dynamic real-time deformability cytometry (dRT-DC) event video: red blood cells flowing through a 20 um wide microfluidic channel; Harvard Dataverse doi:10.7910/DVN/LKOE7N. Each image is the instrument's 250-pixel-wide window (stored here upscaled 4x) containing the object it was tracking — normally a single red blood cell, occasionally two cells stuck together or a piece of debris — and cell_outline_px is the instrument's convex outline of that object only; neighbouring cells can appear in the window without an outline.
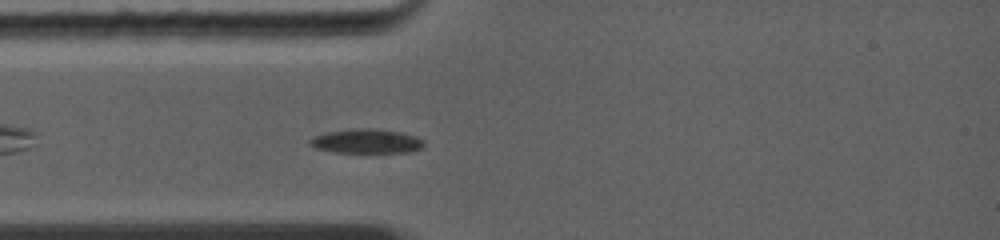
{"species": "common noctule bat (a hibernating species)", "species_latin": "Nyctalus noctula", "temperature_condition": "warm", "stored_images_in_passage": 25, "camera_frame_rate_fps": 5000, "um_per_image_px": 0.085, "animal": {"sex": "female", "body_mass_g": 19.0, "forearm_length_mm": 56.7}, "frame": {"image": 1, "passage_image": 3, "time_ms": 1.0, "image_size_px": [1000, 240], "cell_outline_px": [[424, 148], [408, 152], [332, 152], [316, 148], [308, 144], [308, 140], [312, 136], [328, 132], [352, 128], [372, 128], [400, 132], [416, 136], [424, 140]], "centroid_in_image_um": [31.14, 12.0], "position_along_channel_um": 53.9, "area_um2": 16.3}}
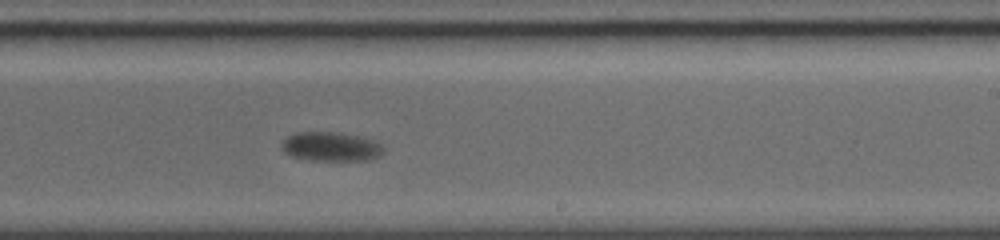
{"frame": {"image": 2, "passage_image": 14, "time_ms": 6.0, "image_size_px": [1000, 240], "cell_outline_px": [[384, 148], [376, 156], [364, 160], [312, 160], [292, 156], [284, 152], [280, 144], [288, 136], [296, 132], [340, 132], [372, 140], [380, 144]], "centroid_in_image_um": [28.06, 12.45], "position_along_channel_um": 260.9, "area_um2": 16.94}}
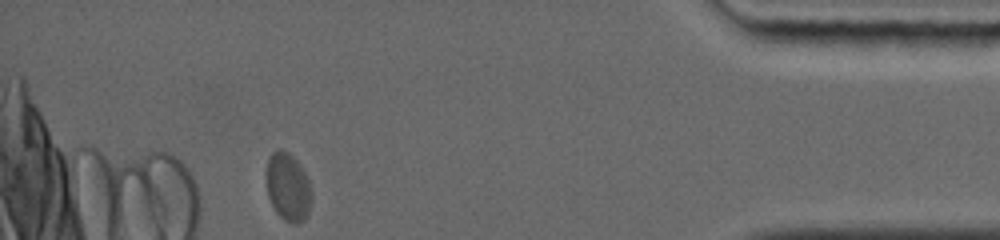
{"frame": {"image": 3, "passage_image": 25, "time_ms": 11.0, "image_size_px": [1000, 240], "cell_outline_px": [[312, 200], [308, 212], [304, 220], [296, 224], [292, 224], [284, 220], [276, 212], [268, 196], [268, 160], [272, 152], [276, 148], [280, 148], [288, 152], [300, 164], [308, 180], [312, 192]], "centroid_in_image_um": [24.51, 15.9], "position_along_channel_um": 410.7, "area_um2": 17.8}, "authors_computed_cell_mechanics": {"area_um2": 17.4556, "velocity_mm_per_s": 4.1431, "shape_relaxation_time_tau1_ms": 2.0827, "shape_relaxation_time_tau2_ms": null, "deformation_change_tau1": 0.1185, "deformation_change_tau2": null}}